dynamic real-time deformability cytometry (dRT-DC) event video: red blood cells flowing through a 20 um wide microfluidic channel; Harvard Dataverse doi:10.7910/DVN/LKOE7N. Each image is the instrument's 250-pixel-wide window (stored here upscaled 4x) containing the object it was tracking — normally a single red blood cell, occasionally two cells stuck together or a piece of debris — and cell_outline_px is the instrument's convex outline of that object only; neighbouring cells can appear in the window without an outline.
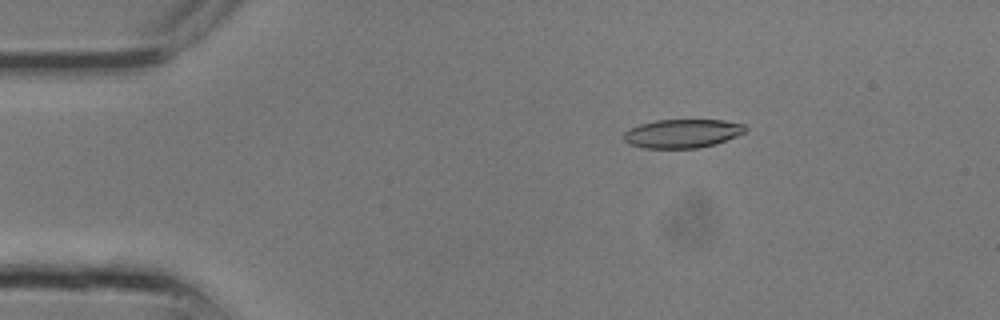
{"species": "common noctule bat (a hibernating species)", "species_latin": "Nyctalus noctula", "temperature_condition": "room temperature", "stored_images_in_passage": 19, "camera_frame_rate_fps": 3000, "um_per_image_px": 0.085, "animal": {"sex": "male", "body_mass_g": 13.3}, "frame": {"image": 1, "passage_image": 4, "time_ms": 1.0, "image_size_px": [1000, 320], "cell_outline_px": [[748, 128], [744, 132], [736, 136], [716, 144], [700, 148], [644, 148], [628, 144], [624, 140], [624, 132], [628, 128], [640, 124], [656, 120], [724, 120], [744, 124]], "centroid_in_image_um": [57.99, 11.35], "position_along_channel_um": 27.0, "area_um2": 20.46}}
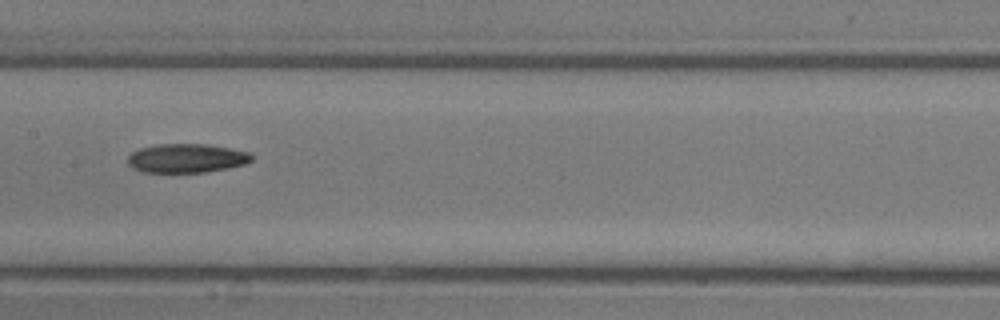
{"frame": {"image": 2, "passage_image": 13, "time_ms": 4.0, "image_size_px": [1000, 320], "cell_outline_px": [[252, 160], [244, 164], [228, 168], [204, 172], [144, 172], [132, 168], [128, 164], [128, 156], [132, 152], [140, 148], [156, 144], [204, 144], [228, 148], [248, 152], [252, 156]], "centroid_in_image_um": [15.82, 13.45], "position_along_channel_um": 191.6, "area_um2": 20.75}}
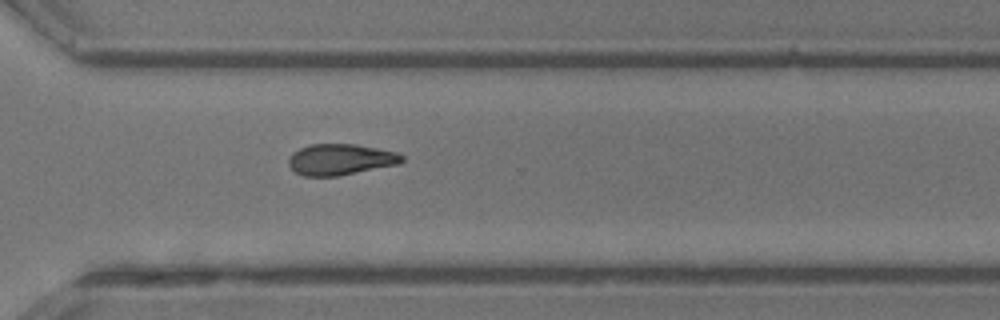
{"frame": {"image": 3, "passage_image": 19, "time_ms": 6.0, "image_size_px": [1000, 320], "cell_outline_px": [[404, 160], [400, 164], [340, 176], [304, 176], [296, 172], [288, 164], [288, 160], [292, 152], [308, 144], [356, 144], [396, 152], [404, 156]], "centroid_in_image_um": [28.95, 13.56], "position_along_channel_um": 341.7, "area_um2": 20.69}}